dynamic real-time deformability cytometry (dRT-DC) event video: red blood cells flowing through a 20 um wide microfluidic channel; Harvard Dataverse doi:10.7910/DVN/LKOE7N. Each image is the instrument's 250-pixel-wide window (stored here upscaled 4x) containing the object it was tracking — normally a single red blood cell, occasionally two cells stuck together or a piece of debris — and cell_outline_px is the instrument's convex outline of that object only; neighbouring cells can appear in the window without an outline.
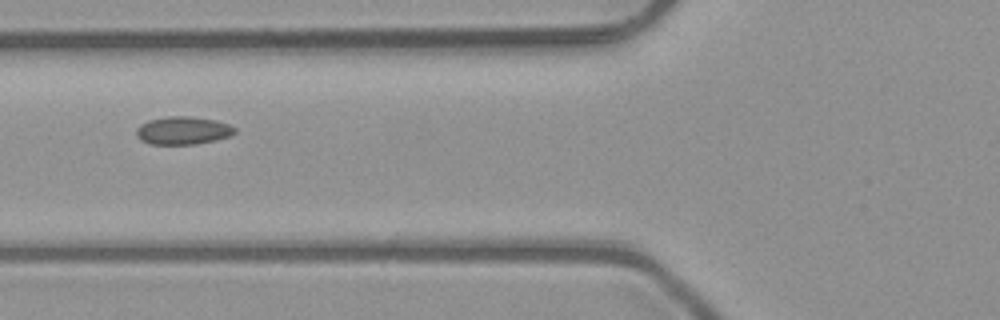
{"species": "common noctule bat (a hibernating species)", "species_latin": "Nyctalus noctula", "temperature_condition": "room temperature", "stored_images_in_passage": 6, "camera_frame_rate_fps": 3000, "um_per_image_px": 0.085, "animal": {"sex": "male", "body_mass_g": 23.1, "forearm_length_mm": 52.7}, "frame": {"image": 1, "passage_image": 5, "time_ms": 1.333, "image_size_px": [1000, 320], "cell_outline_px": [[236, 132], [228, 136], [216, 140], [196, 144], [148, 144], [140, 140], [136, 136], [136, 128], [140, 124], [148, 120], [164, 116], [188, 116], [216, 120], [228, 124], [236, 128]], "centroid_in_image_um": [15.51, 11.09], "position_along_channel_um": 110.3, "area_um2": 16.18}}
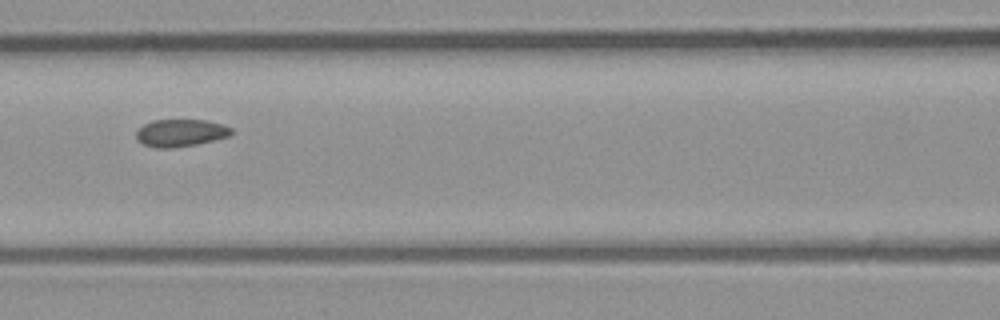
{"frame": {"image": 2, "passage_image": 6, "time_ms": 1.667, "image_size_px": [1000, 320], "cell_outline_px": [[232, 132], [228, 136], [196, 144], [172, 148], [156, 148], [144, 144], [136, 140], [136, 132], [144, 124], [152, 120], [204, 120], [224, 124], [232, 128]], "centroid_in_image_um": [15.33, 11.29], "position_along_channel_um": 151.3, "area_um2": 15.09}}